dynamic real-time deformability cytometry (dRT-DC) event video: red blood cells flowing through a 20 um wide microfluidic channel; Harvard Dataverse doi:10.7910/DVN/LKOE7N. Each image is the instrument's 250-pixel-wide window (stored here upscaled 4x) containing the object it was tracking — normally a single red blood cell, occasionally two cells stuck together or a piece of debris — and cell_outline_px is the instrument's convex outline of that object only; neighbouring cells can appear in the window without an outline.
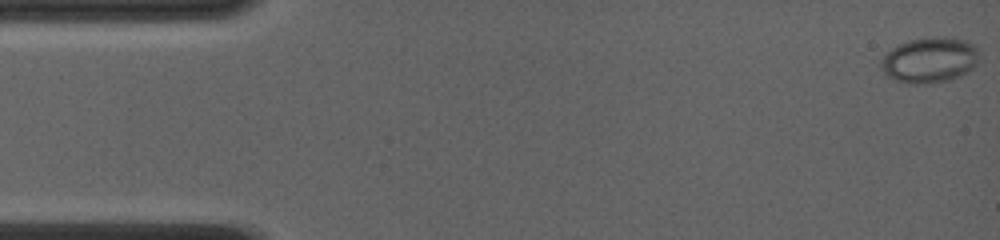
{"species": "common noctule bat (a hibernating species)", "species_latin": "Nyctalus noctula", "temperature_condition": "room temperature", "stored_images_in_passage": 22, "camera_frame_rate_fps": 4000, "um_per_image_px": 0.085, "animal": {"sex": "female", "body_mass_g": 19.0, "forearm_length_mm": 56.7}, "frame": {"image": 1, "passage_image": 1, "time_ms": 0.0, "image_size_px": [1000, 240], "cell_outline_px": [[980, 48], [976, 64], [968, 72], [960, 76], [948, 80], [928, 84], [912, 84], [896, 80], [884, 76], [880, 68], [880, 60], [892, 48], [908, 40], [928, 36], [952, 36], [968, 40]], "centroid_in_image_um": [79.03, 5.08], "position_along_channel_um": 6.0, "area_um2": 26.76}}
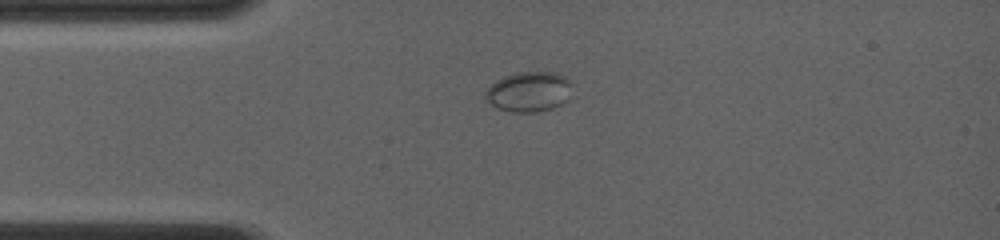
{"frame": {"image": 2, "passage_image": 21, "time_ms": 3.5, "image_size_px": [1000, 240], "cell_outline_px": [[572, 84], [568, 100], [552, 108], [536, 112], [512, 112], [496, 108], [484, 100], [484, 92], [496, 80], [504, 76], [516, 72], [556, 72], [564, 76]], "centroid_in_image_um": [44.93, 7.8], "position_along_channel_um": 40.1, "area_um2": 20.46}}